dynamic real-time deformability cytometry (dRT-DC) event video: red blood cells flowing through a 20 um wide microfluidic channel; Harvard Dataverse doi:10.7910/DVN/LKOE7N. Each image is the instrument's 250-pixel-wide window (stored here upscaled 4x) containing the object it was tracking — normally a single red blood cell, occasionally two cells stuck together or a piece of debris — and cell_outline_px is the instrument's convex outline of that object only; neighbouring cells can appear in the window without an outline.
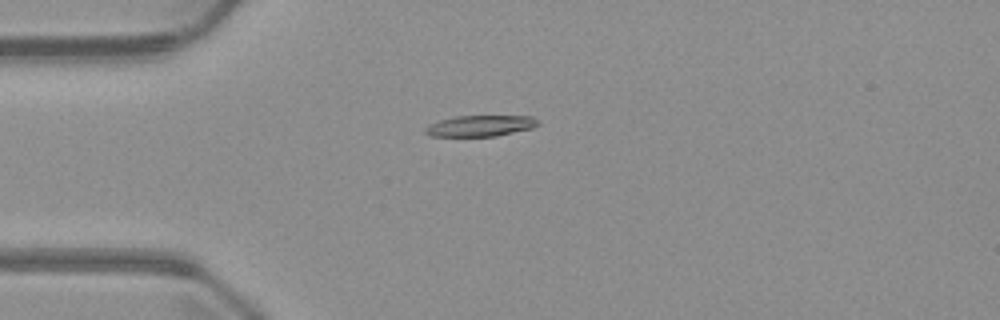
{"species": "common noctule bat (a hibernating species)", "species_latin": "Nyctalus noctula", "temperature_condition": "warm", "stored_images_in_passage": 3, "camera_frame_rate_fps": 3000, "um_per_image_px": 0.085, "animal": {"sex": "male", "body_mass_g": 23.1, "forearm_length_mm": 52.7}, "frame": {"image": 1, "passage_image": 3, "time_ms": 2.333, "image_size_px": [1000, 320], "cell_outline_px": [[540, 124], [532, 128], [496, 136], [428, 136], [424, 132], [424, 128], [428, 124], [440, 120], [456, 116], [532, 116], [540, 120]], "centroid_in_image_um": [40.82, 10.69], "position_along_channel_um": 44.2, "area_um2": 13.93}}